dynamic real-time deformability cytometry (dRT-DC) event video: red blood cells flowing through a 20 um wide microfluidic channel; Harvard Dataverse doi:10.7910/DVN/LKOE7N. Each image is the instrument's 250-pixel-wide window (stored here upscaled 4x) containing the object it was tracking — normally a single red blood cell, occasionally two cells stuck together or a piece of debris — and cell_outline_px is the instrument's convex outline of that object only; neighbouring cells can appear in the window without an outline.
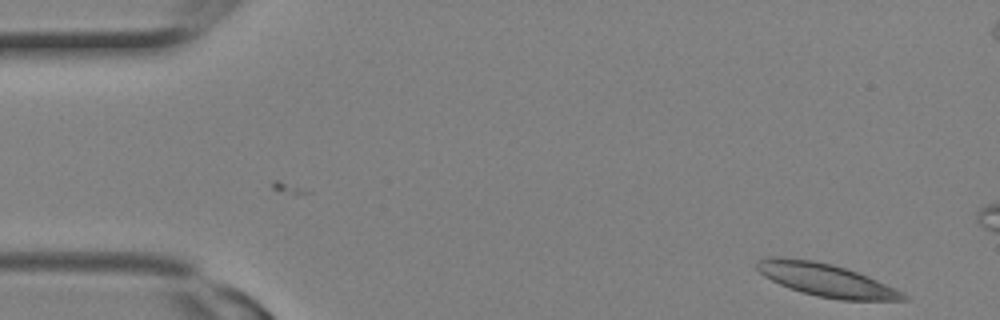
{"species": "Egyptian fruit bat (a non-hibernating species)", "species_latin": "Rousettus aegyptiacus", "temperature_condition": "room temperature", "stored_images_in_passage": 2, "camera_frame_rate_fps": 3000, "um_per_image_px": 0.085, "animal": {"sex": "female"}, "frame": {"image": 1, "passage_image": 2, "time_ms": 0.333, "image_size_px": [1000, 320], "cell_outline_px": [[908, 300], [840, 300], [816, 296], [800, 292], [788, 288], [764, 276], [756, 268], [756, 264], [760, 260], [768, 256], [784, 256], [812, 260], [832, 264], [868, 276], [904, 292], [908, 296]], "centroid_in_image_um": [70.2, 23.8], "position_along_channel_um": 14.8, "area_um2": 28.09}}